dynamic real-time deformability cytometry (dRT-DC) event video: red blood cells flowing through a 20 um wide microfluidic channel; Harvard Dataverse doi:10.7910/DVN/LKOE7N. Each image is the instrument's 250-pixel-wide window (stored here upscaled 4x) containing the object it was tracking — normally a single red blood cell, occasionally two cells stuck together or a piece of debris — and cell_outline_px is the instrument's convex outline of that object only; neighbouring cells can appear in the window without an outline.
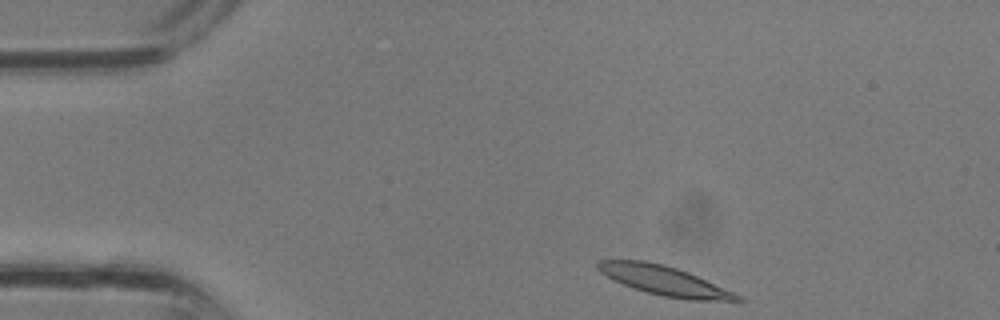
{"species": "common noctule bat (a hibernating species)", "species_latin": "Nyctalus noctula", "temperature_condition": "room temperature", "stored_images_in_passage": 31, "camera_frame_rate_fps": 3000, "um_per_image_px": 0.085, "animal": {"sex": "male", "body_mass_g": 13.3}, "frame": {"image": 1, "passage_image": 1, "time_ms": 0.0, "image_size_px": [1000, 320], "cell_outline_px": [[744, 300], [688, 300], [664, 296], [648, 292], [624, 284], [600, 272], [596, 268], [596, 260], [644, 260], [664, 264], [688, 272], [744, 296]], "centroid_in_image_um": [56.49, 23.84], "position_along_channel_um": 28.5, "area_um2": 23.58}}
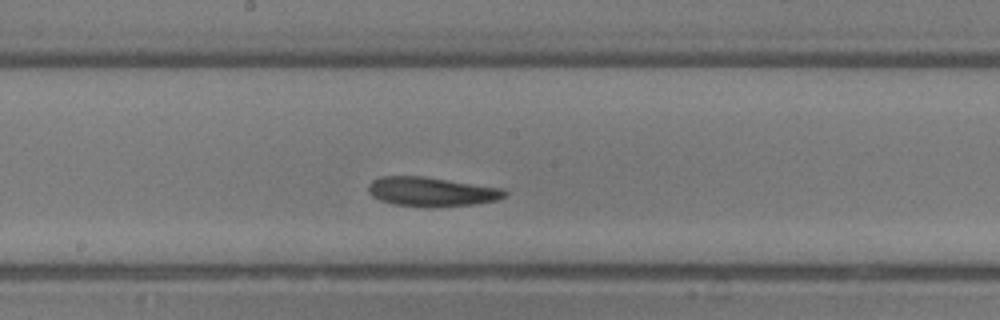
{"frame": {"image": 2, "passage_image": 14, "time_ms": 4.333, "image_size_px": [1000, 320], "cell_outline_px": [[508, 192], [504, 196], [496, 200], [476, 204], [432, 208], [428, 208], [392, 204], [380, 200], [372, 196], [368, 192], [368, 184], [372, 180], [380, 176], [424, 176], [504, 188]], "centroid_in_image_um": [36.67, 16.3], "position_along_channel_um": 211.5, "area_um2": 23.7}}
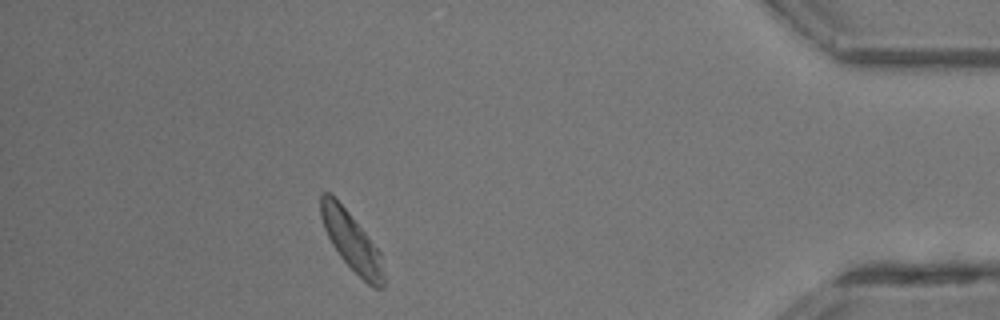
{"frame": {"image": 3, "passage_image": 27, "time_ms": 8.667, "image_size_px": [1000, 320], "cell_outline_px": [[384, 288], [372, 288], [340, 256], [332, 244], [324, 228], [320, 216], [320, 192], [328, 192], [348, 212], [380, 252], [384, 276]], "centroid_in_image_um": [29.87, 20.53], "position_along_channel_um": 405.3, "area_um2": 20.81}}